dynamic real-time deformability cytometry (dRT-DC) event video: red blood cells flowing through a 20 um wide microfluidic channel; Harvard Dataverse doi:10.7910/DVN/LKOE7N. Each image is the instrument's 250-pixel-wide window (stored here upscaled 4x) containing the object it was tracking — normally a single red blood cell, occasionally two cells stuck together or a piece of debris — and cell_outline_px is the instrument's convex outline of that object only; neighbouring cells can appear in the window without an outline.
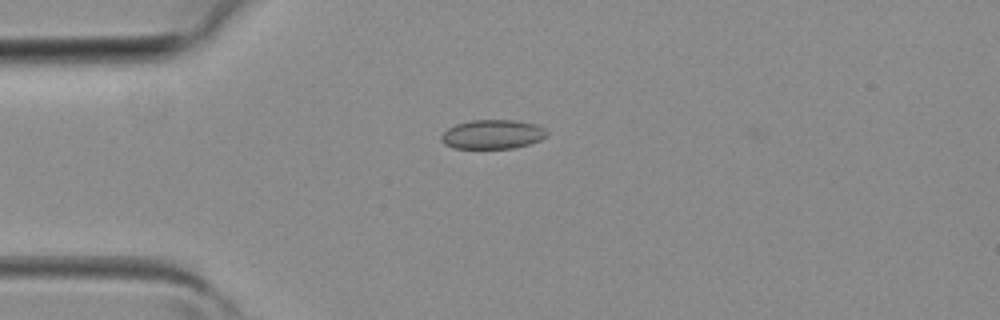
{"species": "common noctule bat (a hibernating species)", "species_latin": "Nyctalus noctula", "temperature_condition": "room temperature", "stored_images_in_passage": 2, "camera_frame_rate_fps": 3000, "um_per_image_px": 0.085, "animal": {"sex": "female", "body_mass_g": 19.3, "forearm_length_mm": 54.1}, "frame": {"image": 1, "passage_image": 2, "time_ms": 0.333, "image_size_px": [1000, 320], "cell_outline_px": [[548, 136], [540, 140], [528, 144], [512, 148], [452, 148], [444, 144], [440, 140], [440, 136], [448, 128], [456, 124], [472, 120], [516, 120], [536, 124], [544, 128], [548, 132]], "centroid_in_image_um": [41.87, 11.41], "position_along_channel_um": 43.1, "area_um2": 18.03}}